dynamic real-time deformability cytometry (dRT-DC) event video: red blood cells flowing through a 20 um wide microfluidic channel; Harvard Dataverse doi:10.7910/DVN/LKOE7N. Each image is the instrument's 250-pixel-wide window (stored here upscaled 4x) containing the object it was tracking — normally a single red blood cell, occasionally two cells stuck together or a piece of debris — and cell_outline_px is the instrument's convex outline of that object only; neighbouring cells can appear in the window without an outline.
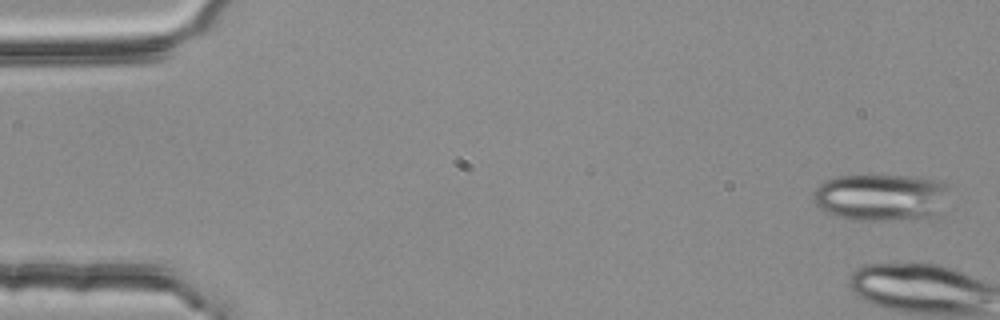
{"species": "common noctule bat (a hibernating species)", "species_latin": "Nyctalus noctula", "temperature_condition": "room temperature", "stored_images_in_passage": 5, "camera_frame_rate_fps": 3000, "um_per_image_px": 0.085, "animal": {"sex": "female", "body_mass_g": 25.1}, "frame": {"image": 1, "passage_image": 1, "time_ms": 0.0, "image_size_px": [1000, 320], "cell_outline_px": [[948, 188], [940, 220], [860, 220], [836, 216], [820, 208], [816, 204], [812, 196], [816, 188], [824, 180], [836, 176], [916, 176], [940, 180], [948, 184]], "centroid_in_image_um": [75.0, 16.8], "position_along_channel_um": 10.0, "area_um2": 38.26}}